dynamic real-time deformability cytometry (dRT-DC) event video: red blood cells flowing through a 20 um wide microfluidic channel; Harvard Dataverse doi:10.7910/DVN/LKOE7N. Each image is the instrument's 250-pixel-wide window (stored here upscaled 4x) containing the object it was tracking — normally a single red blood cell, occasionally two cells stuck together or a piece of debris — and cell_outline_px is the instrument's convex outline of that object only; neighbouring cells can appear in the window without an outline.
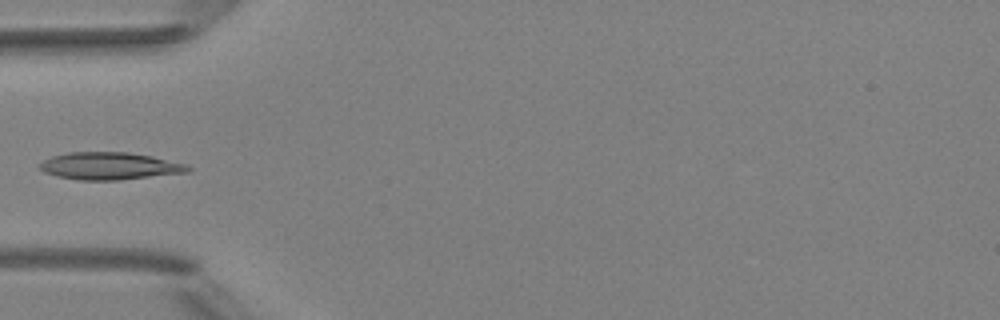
{"species": "Egyptian fruit bat (a non-hibernating species)", "species_latin": "Rousettus aegyptiacus", "temperature_condition": "room temperature", "stored_images_in_passage": 6, "camera_frame_rate_fps": 3000, "um_per_image_px": 0.085, "animal": {"sex": "female"}, "frame": {"image": 1, "passage_image": 4, "time_ms": 3.667, "image_size_px": [1000, 320], "cell_outline_px": [[192, 168], [188, 172], [120, 180], [80, 180], [56, 176], [44, 172], [40, 168], [40, 164], [44, 160], [52, 156], [68, 152], [128, 152], [152, 156], [188, 164]], "centroid_in_image_um": [9.34, 14.11], "position_along_channel_um": 75.7, "area_um2": 23.64}}
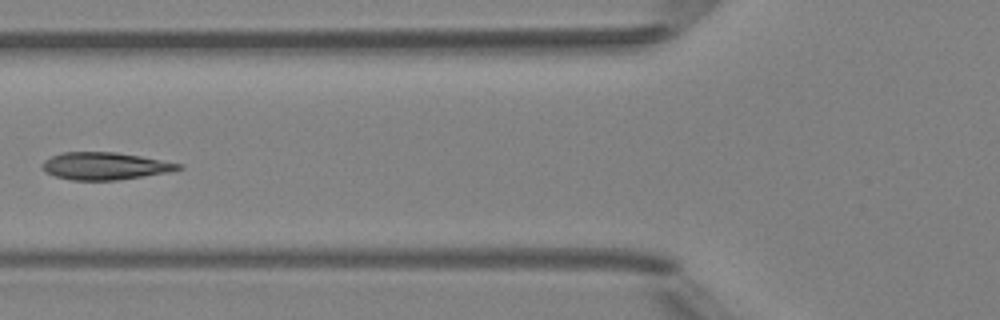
{"frame": {"image": 2, "passage_image": 5, "time_ms": 4.667, "image_size_px": [1000, 320], "cell_outline_px": [[184, 168], [172, 172], [116, 180], [72, 180], [56, 176], [44, 172], [40, 168], [40, 164], [44, 160], [52, 156], [64, 152], [116, 152], [140, 156], [184, 164]], "centroid_in_image_um": [8.93, 14.11], "position_along_channel_um": 116.9, "area_um2": 21.91}}
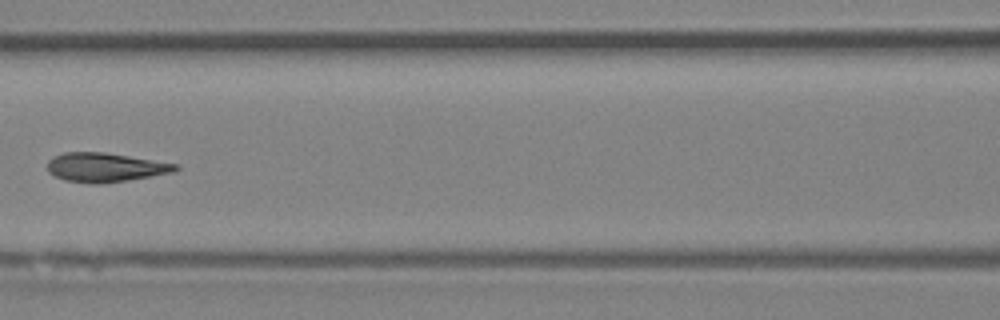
{"frame": {"image": 3, "passage_image": 6, "time_ms": 5.667, "image_size_px": [1000, 320], "cell_outline_px": [[180, 168], [176, 172], [128, 180], [100, 184], [92, 184], [64, 180], [48, 172], [48, 160], [64, 152], [104, 152], [180, 164]], "centroid_in_image_um": [8.99, 14.23], "position_along_channel_um": 157.6, "area_um2": 21.85}}